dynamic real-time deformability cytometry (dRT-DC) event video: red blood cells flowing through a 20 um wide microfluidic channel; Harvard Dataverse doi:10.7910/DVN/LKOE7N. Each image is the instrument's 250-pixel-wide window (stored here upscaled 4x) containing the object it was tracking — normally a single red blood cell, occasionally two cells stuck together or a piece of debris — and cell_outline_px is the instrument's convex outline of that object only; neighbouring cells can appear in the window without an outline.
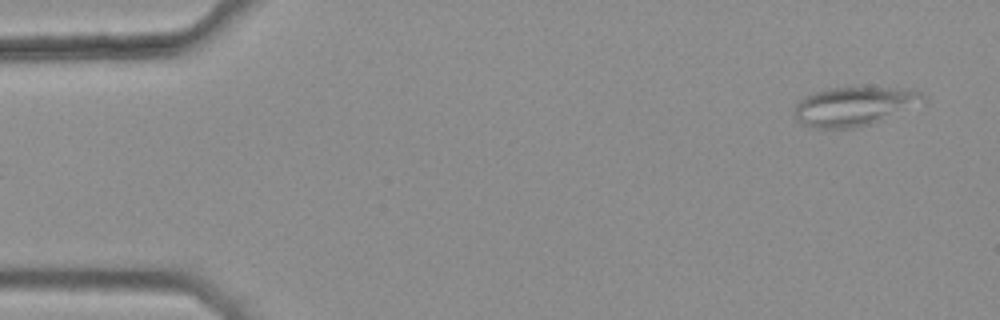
{"species": "common noctule bat (a hibernating species)", "species_latin": "Nyctalus noctula", "temperature_condition": "warm", "stored_images_in_passage": 4, "camera_frame_rate_fps": 3000, "um_per_image_px": 0.085, "animal": {"sex": "female", "body_mass_g": 25.1}, "frame": {"image": 1, "passage_image": 4, "time_ms": 1.0, "image_size_px": [1000, 320], "cell_outline_px": [[928, 100], [924, 104], [884, 120], [872, 124], [856, 128], [816, 128], [804, 124], [792, 112], [796, 104], [804, 96], [812, 92], [828, 88], [916, 88], [924, 92], [928, 96]], "centroid_in_image_um": [72.74, 9.02], "position_along_channel_um": 12.3, "area_um2": 30.0}}